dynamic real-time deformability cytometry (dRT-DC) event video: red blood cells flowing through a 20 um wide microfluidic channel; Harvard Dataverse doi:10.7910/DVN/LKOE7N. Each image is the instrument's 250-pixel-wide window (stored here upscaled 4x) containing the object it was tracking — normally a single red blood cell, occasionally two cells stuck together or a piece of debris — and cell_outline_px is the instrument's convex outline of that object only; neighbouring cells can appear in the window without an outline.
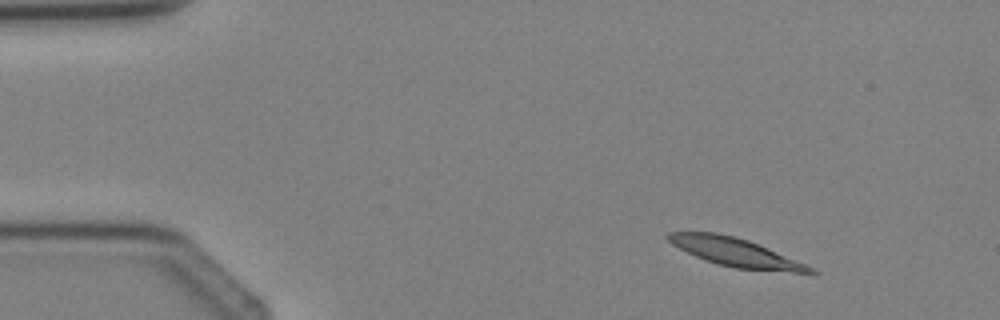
{"species": "Egyptian fruit bat (a non-hibernating species)", "species_latin": "Rousettus aegyptiacus", "temperature_condition": "cold", "stored_images_in_passage": 3, "camera_frame_rate_fps": 3000, "um_per_image_px": 0.085, "animal": {"sex": "female"}, "frame": {"image": 1, "passage_image": 1, "time_ms": 0.0, "image_size_px": [1000, 320], "cell_outline_px": [[820, 272], [816, 276], [736, 268], [716, 264], [704, 260], [672, 244], [664, 236], [668, 232], [716, 232], [736, 236], [748, 240], [768, 248], [816, 268]], "centroid_in_image_um": [62.69, 21.5], "position_along_channel_um": 22.3, "area_um2": 24.22}}
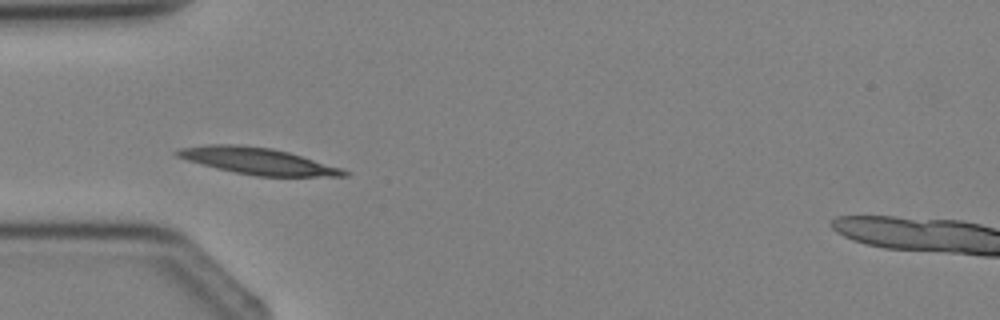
{"frame": {"image": 2, "passage_image": 3, "time_ms": 2.333, "image_size_px": [1000, 320], "cell_outline_px": [[352, 172], [348, 176], [256, 176], [216, 168], [188, 160], [176, 156], [172, 152], [180, 148], [208, 144], [236, 144], [272, 148], [288, 152], [340, 168]], "centroid_in_image_um": [21.88, 13.68], "position_along_channel_um": 63.1, "area_um2": 25.55}}